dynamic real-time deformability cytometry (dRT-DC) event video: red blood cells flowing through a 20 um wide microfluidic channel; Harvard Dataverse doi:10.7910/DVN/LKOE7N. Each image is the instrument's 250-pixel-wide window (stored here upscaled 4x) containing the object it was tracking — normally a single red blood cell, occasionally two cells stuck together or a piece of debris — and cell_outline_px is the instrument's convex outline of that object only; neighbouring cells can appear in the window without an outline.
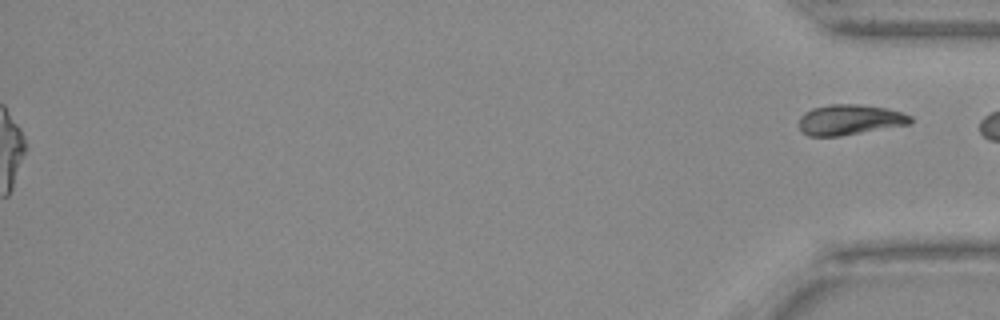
{"species": "Egyptian fruit bat (a non-hibernating species)", "species_latin": "Rousettus aegyptiacus", "temperature_condition": "warm", "stored_images_in_passage": 34, "segment_of_instrument_passage": [2, 2], "camera_frame_rate_fps": 3000, "um_per_image_px": 0.085, "animal": {"sex": "female"}, "frame": {"image": 1, "passage_image": 34, "time_ms": 11.0, "image_size_px": [1000, 320], "cell_outline_px": [[912, 124], [840, 136], [808, 136], [800, 132], [800, 116], [804, 112], [812, 108], [832, 104], [856, 104], [884, 108], [900, 112], [912, 116]], "centroid_in_image_um": [72.21, 10.19], "position_along_channel_um": 363.0, "area_um2": 19.77}}